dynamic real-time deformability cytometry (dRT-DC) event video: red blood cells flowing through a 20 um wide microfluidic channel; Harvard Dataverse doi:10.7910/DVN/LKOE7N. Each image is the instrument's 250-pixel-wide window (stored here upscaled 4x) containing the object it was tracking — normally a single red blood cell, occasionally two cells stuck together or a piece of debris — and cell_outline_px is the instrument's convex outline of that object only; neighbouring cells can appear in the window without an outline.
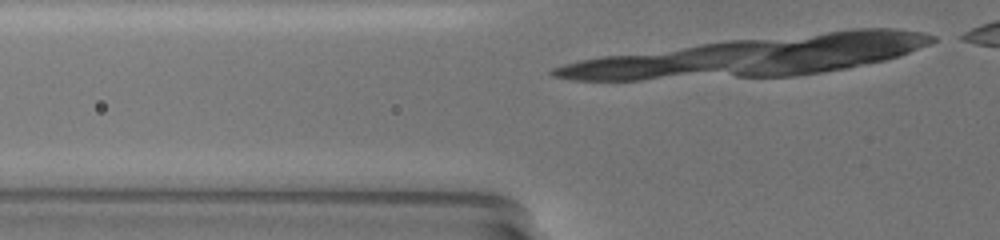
{"species": "common noctule bat (a hibernating species)", "species_latin": "Nyctalus noctula", "temperature_condition": "warm", "stored_images_in_passage": 6, "camera_frame_rate_fps": 3000, "um_per_image_px": 0.085, "animal": {"sex": "female", "body_mass_g": 19.5, "forearm_length_mm": 54.1}, "frame": {"image": 1, "passage_image": 2, "time_ms": 0.333, "image_size_px": [1000, 240], "cell_outline_px": [[688, 68], [640, 76], [592, 76], [560, 72], [568, 68], [600, 60], [668, 60], [680, 64]], "centroid_in_image_um": [53.08, 5.77], "position_along_channel_um": 72.7, "area_um2": 10.92}}
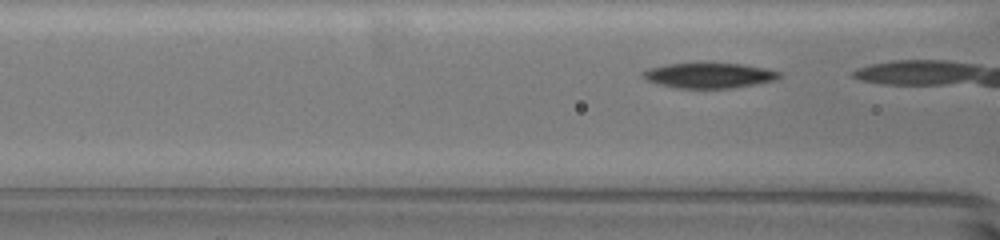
{"frame": {"image": 2, "passage_image": 5, "time_ms": 1.333, "image_size_px": [1000, 240], "cell_outline_px": [[768, 76], [752, 80], [728, 84], [688, 84], [668, 80], [652, 76], [656, 72], [668, 68], [744, 68], [768, 72]], "centroid_in_image_um": [60.35, 6.41], "position_along_channel_um": 106.3, "area_um2": 10.69}}